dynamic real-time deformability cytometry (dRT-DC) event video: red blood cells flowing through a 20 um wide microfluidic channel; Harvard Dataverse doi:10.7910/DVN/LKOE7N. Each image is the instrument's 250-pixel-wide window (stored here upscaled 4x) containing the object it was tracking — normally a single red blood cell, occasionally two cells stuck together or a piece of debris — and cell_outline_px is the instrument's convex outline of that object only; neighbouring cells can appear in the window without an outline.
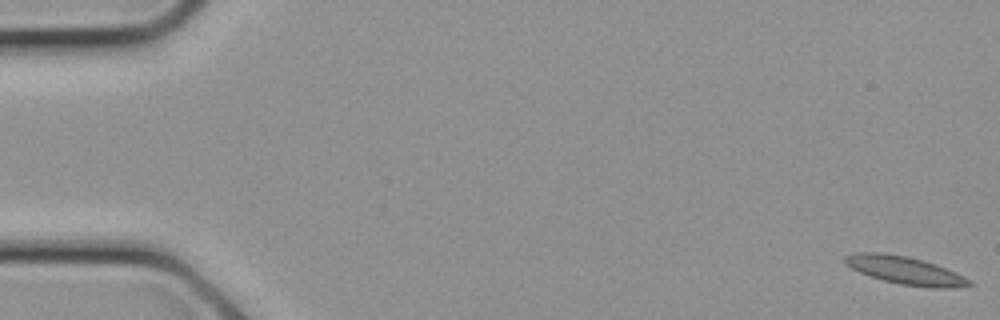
{"species": "common noctule bat (a hibernating species)", "species_latin": "Nyctalus noctula", "temperature_condition": "cold", "stored_images_in_passage": 7, "camera_frame_rate_fps": 3000, "um_per_image_px": 0.085, "animal": {"sex": "female", "body_mass_g": 21.9}, "frame": {"image": 1, "passage_image": 1, "time_ms": 0.0, "image_size_px": [1000, 320], "cell_outline_px": [[976, 284], [956, 288], [928, 288], [900, 284], [884, 280], [860, 272], [844, 264], [844, 256], [856, 252], [884, 252], [908, 256], [924, 260], [936, 264], [956, 272], [972, 280]], "centroid_in_image_um": [76.99, 22.98], "position_along_channel_um": 8.0, "area_um2": 20.52}}